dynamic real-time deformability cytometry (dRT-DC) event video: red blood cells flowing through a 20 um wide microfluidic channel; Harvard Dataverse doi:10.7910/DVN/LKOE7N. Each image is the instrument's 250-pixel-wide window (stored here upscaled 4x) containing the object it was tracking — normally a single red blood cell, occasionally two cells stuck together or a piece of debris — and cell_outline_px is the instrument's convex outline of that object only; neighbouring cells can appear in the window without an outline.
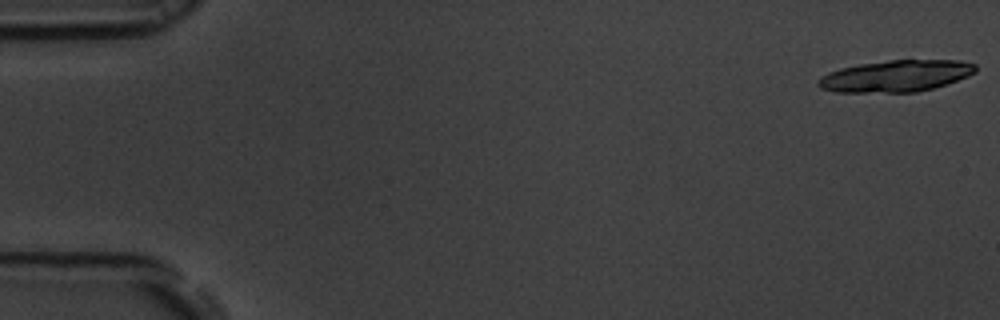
{"species": "common noctule bat (a hibernating species)", "species_latin": "Nyctalus noctula", "temperature_condition": "room temperature", "stored_images_in_passage": 17, "camera_frame_rate_fps": 3000, "um_per_image_px": 0.085, "animal": {"sex": "male", "body_mass_g": 19.5, "forearm_length_mm": 54.6}, "frame": {"image": 1, "passage_image": 1, "time_ms": 0.0, "image_size_px": [1000, 320], "cell_outline_px": [[976, 72], [968, 76], [932, 88], [916, 92], [836, 92], [820, 88], [816, 84], [816, 80], [820, 76], [828, 72], [840, 68], [860, 64], [888, 60], [960, 60], [976, 64]], "centroid_in_image_um": [76.11, 6.45], "position_along_channel_um": 8.9, "area_um2": 29.02}}